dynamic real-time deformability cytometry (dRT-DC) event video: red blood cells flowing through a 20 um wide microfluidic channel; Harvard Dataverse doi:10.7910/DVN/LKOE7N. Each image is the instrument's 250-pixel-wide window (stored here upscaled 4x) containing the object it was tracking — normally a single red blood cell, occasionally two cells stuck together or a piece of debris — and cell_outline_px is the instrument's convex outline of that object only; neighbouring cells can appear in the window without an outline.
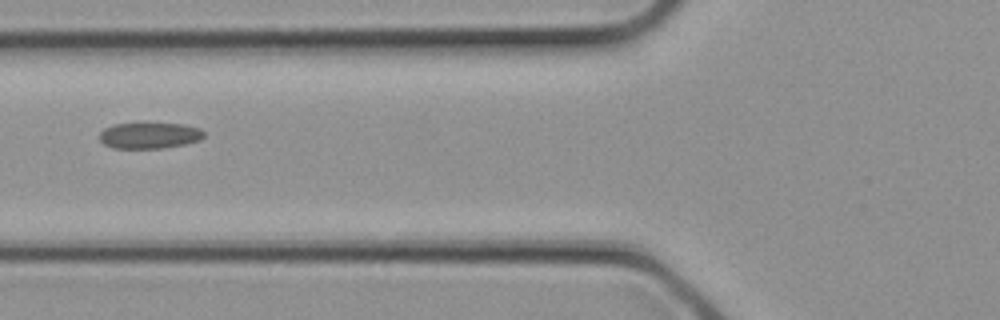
{"species": "common noctule bat (a hibernating species)", "species_latin": "Nyctalus noctula", "temperature_condition": "cold", "stored_images_in_passage": 3, "camera_frame_rate_fps": 3000, "um_per_image_px": 0.085, "animal": {"sex": "female", "body_mass_g": 21.9}, "frame": {"image": 1, "passage_image": 3, "time_ms": 0.667, "image_size_px": [1000, 320], "cell_outline_px": [[204, 136], [200, 140], [184, 144], [164, 148], [112, 148], [104, 144], [100, 140], [100, 132], [104, 128], [112, 124], [184, 124], [200, 128], [204, 132]], "centroid_in_image_um": [12.7, 11.52], "position_along_channel_um": 113.1, "area_um2": 15.78}}